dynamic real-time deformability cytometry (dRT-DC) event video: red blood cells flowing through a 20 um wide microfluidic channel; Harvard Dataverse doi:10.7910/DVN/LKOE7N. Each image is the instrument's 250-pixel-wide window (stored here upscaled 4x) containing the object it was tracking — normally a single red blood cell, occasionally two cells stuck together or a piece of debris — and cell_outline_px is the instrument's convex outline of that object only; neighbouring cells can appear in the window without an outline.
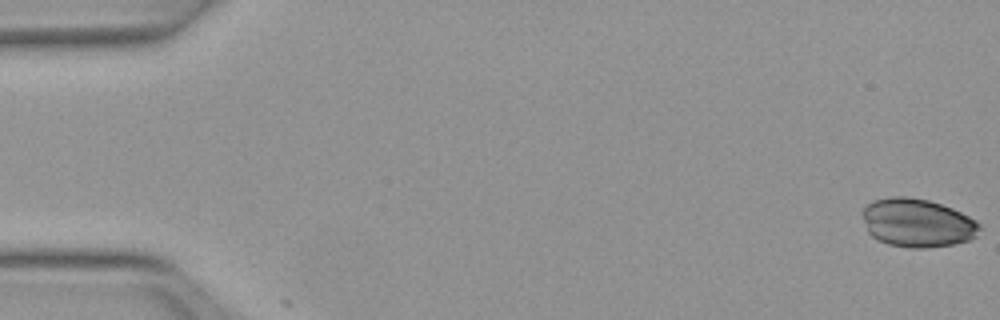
{"species": "Egyptian fruit bat (a non-hibernating species)", "species_latin": "Rousettus aegyptiacus", "temperature_condition": "warm", "stored_images_in_passage": 2, "camera_frame_rate_fps": 3000, "um_per_image_px": 0.085, "animal": {"sex": "female"}, "frame": {"image": 1, "passage_image": 1, "time_ms": 0.0, "image_size_px": [1000, 320], "cell_outline_px": [[980, 228], [976, 236], [968, 240], [952, 244], [928, 248], [908, 248], [888, 244], [872, 236], [868, 232], [860, 212], [872, 200], [892, 196], [908, 196], [928, 200], [952, 208], [976, 220], [980, 224]], "centroid_in_image_um": [77.95, 18.94], "position_along_channel_um": 7.1, "area_um2": 33.18}}